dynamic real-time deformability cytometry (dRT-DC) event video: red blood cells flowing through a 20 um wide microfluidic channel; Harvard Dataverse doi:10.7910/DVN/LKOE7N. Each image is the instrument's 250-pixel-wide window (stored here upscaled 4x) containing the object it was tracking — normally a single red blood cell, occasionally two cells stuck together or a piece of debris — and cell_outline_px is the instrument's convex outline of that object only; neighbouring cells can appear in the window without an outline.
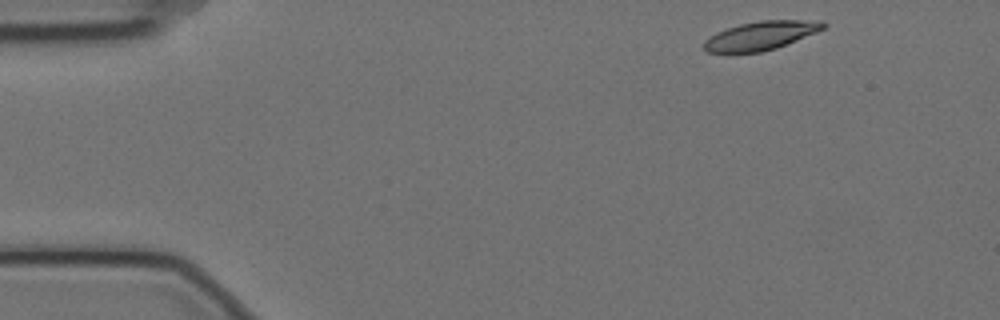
{"species": "Egyptian fruit bat (a non-hibernating species)", "species_latin": "Rousettus aegyptiacus", "temperature_condition": "cold", "stored_images_in_passage": 3, "camera_frame_rate_fps": 3000, "um_per_image_px": 0.085, "animal": {"sex": "female"}, "frame": {"image": 1, "passage_image": 1, "time_ms": 0.0, "image_size_px": [1000, 320], "cell_outline_px": [[828, 24], [824, 28], [816, 32], [776, 48], [760, 52], [708, 52], [704, 48], [704, 40], [716, 32], [740, 24], [760, 20], [820, 20]], "centroid_in_image_um": [64.69, 3.01], "position_along_channel_um": 20.3, "area_um2": 19.71}}